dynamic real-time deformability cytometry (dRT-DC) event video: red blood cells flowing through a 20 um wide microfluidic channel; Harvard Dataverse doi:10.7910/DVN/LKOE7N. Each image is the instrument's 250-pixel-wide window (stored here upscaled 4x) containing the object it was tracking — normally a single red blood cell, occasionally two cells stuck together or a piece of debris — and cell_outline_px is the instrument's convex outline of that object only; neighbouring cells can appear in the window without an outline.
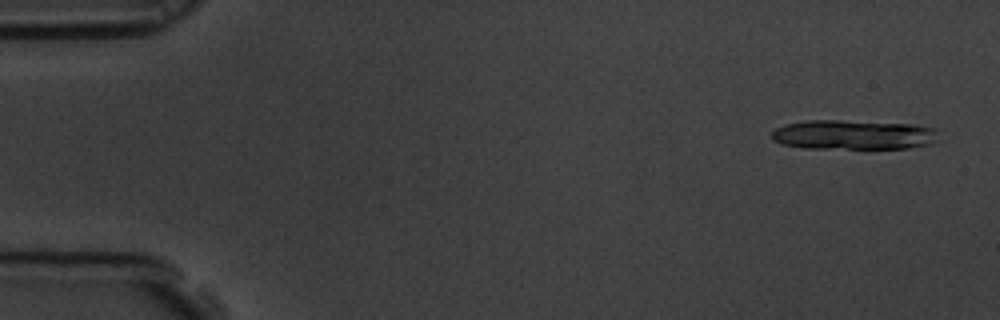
{"species": "common noctule bat (a hibernating species)", "species_latin": "Nyctalus noctula", "temperature_condition": "room temperature", "stored_images_in_passage": 6, "segment_of_instrument_passage": [1, 2], "camera_frame_rate_fps": 3000, "um_per_image_px": 0.085, "animal": {"sex": "male", "body_mass_g": 19.5, "forearm_length_mm": 54.6}, "frame": {"image": 1, "passage_image": 1, "time_ms": 0.0, "image_size_px": [1000, 320], "cell_outline_px": [[936, 140], [932, 144], [908, 148], [804, 148], [784, 144], [772, 140], [772, 132], [776, 128], [784, 124], [808, 120], [840, 120], [912, 124], [936, 128]], "centroid_in_image_um": [72.53, 11.45], "position_along_channel_um": 12.5, "area_um2": 28.78}}